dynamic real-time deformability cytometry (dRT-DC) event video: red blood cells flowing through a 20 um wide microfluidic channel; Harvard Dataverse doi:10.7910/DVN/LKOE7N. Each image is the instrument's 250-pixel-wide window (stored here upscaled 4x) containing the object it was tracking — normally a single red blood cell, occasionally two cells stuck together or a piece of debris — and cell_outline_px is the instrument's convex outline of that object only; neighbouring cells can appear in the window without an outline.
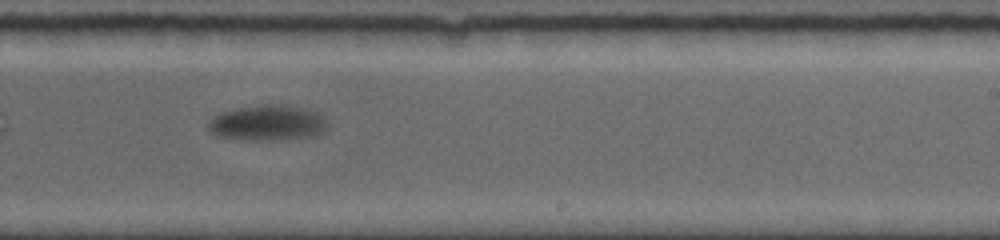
{"species": "common noctule bat (a hibernating species)", "species_latin": "Nyctalus noctula", "temperature_condition": "room temperature", "stored_images_in_passage": 30, "camera_frame_rate_fps": 5000, "um_per_image_px": 0.085, "animal": {"sex": "female", "body_mass_g": 19.0, "forearm_length_mm": 56.7}, "frame": {"image": 1, "passage_image": 18, "time_ms": 7.8, "image_size_px": [1000, 240], "cell_outline_px": [[328, 124], [324, 132], [312, 136], [284, 140], [244, 140], [216, 136], [208, 128], [208, 120], [212, 116], [220, 112], [240, 108], [264, 104], [276, 104], [300, 108], [320, 112]], "centroid_in_image_um": [22.73, 10.46], "position_along_channel_um": 266.3, "area_um2": 24.85}, "authors_computed_cell_mechanics": {"area_um2": 24.1604, "velocity_mm_per_s": 3.4152, "shape_relaxation_time_tau1_ms": 3.0507, "shape_relaxation_time_tau2_ms": null, "deformation_change_tau1": 0.1212, "deformation_change_tau2": null}}